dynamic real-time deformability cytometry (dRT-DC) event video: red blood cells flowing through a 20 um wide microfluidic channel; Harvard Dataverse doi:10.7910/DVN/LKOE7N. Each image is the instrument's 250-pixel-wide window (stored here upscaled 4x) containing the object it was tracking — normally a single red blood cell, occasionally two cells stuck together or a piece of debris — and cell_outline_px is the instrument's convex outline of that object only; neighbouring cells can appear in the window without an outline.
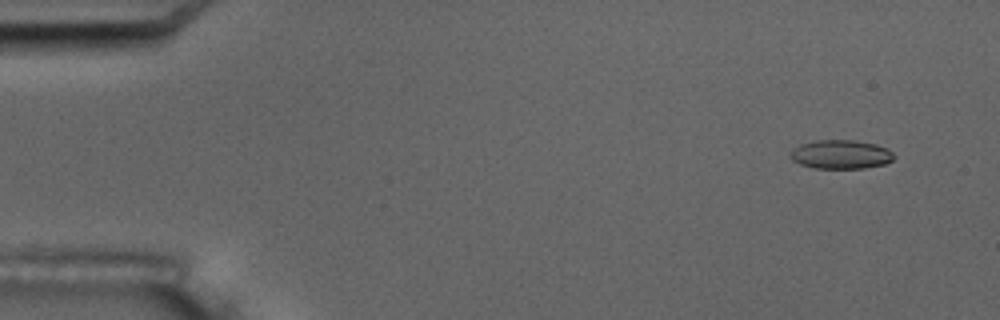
{"species": "common noctule bat (a hibernating species)", "species_latin": "Nyctalus noctula", "temperature_condition": "room temperature", "stored_images_in_passage": 7, "camera_frame_rate_fps": 3000, "um_per_image_px": 0.085, "animal": {"sex": "male", "body_mass_g": 17.5, "forearm_length_mm": 52.3}, "frame": {"image": 1, "passage_image": 2, "time_ms": 1.333, "image_size_px": [1000, 320], "cell_outline_px": [[896, 156], [892, 160], [884, 164], [864, 168], [816, 168], [800, 164], [792, 160], [788, 156], [792, 148], [800, 144], [816, 140], [852, 140], [876, 144], [888, 148]], "centroid_in_image_um": [71.45, 13.12], "position_along_channel_um": 13.5, "area_um2": 17.57}}